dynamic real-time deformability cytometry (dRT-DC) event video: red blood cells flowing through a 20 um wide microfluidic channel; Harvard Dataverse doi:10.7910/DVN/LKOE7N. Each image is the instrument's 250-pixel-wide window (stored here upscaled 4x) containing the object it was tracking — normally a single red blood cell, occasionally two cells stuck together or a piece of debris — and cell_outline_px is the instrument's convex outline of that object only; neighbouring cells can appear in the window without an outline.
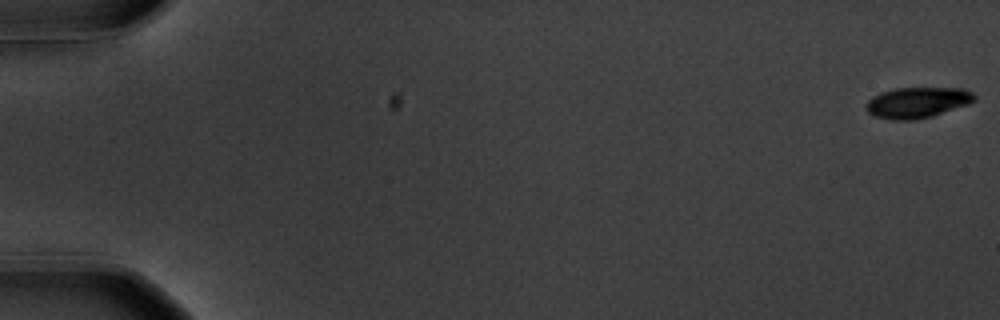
{"species": "common noctule bat (a hibernating species)", "species_latin": "Nyctalus noctula", "temperature_condition": "warm", "stored_images_in_passage": 13, "camera_frame_rate_fps": 3000, "um_per_image_px": 0.085, "animal": {"sex": "male", "body_mass_g": 20.1, "forearm_length_mm": 53.5}, "frame": {"image": 1, "passage_image": 1, "time_ms": 0.0, "image_size_px": [1000, 320], "cell_outline_px": [[976, 100], [968, 104], [932, 116], [916, 120], [892, 120], [876, 116], [868, 112], [864, 104], [872, 96], [880, 92], [896, 88], [964, 88], [972, 92], [976, 96]], "centroid_in_image_um": [77.97, 8.71], "position_along_channel_um": 7.0, "area_um2": 19.54}}